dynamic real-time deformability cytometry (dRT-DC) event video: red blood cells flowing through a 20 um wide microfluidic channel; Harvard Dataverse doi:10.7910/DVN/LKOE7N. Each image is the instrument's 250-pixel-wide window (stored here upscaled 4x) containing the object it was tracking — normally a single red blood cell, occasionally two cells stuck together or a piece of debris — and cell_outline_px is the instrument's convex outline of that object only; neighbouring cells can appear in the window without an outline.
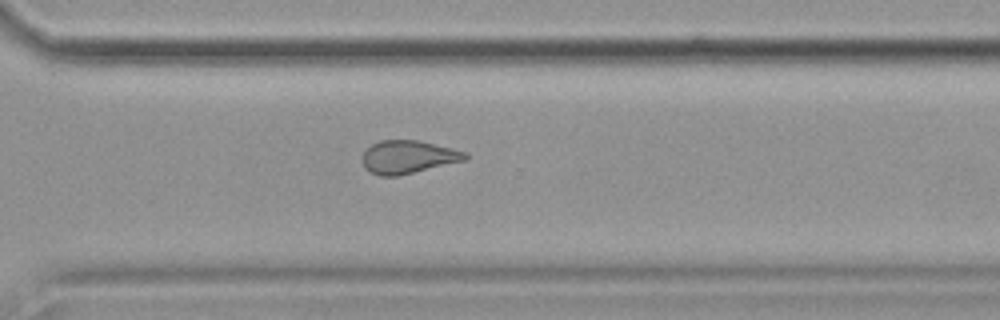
{"species": "common noctule bat (a hibernating species)", "species_latin": "Nyctalus noctula", "temperature_condition": "cold", "stored_images_in_passage": 11, "camera_frame_rate_fps": 3000, "um_per_image_px": 0.085, "animal": {"sex": "female", "body_mass_g": 19.9}, "frame": {"image": 1, "passage_image": 11, "time_ms": 12.667, "image_size_px": [1000, 320], "cell_outline_px": [[468, 160], [396, 176], [380, 176], [372, 172], [364, 164], [364, 152], [372, 144], [380, 140], [416, 140], [468, 152]], "centroid_in_image_um": [34.75, 13.34], "position_along_channel_um": 335.9, "area_um2": 19.48}}